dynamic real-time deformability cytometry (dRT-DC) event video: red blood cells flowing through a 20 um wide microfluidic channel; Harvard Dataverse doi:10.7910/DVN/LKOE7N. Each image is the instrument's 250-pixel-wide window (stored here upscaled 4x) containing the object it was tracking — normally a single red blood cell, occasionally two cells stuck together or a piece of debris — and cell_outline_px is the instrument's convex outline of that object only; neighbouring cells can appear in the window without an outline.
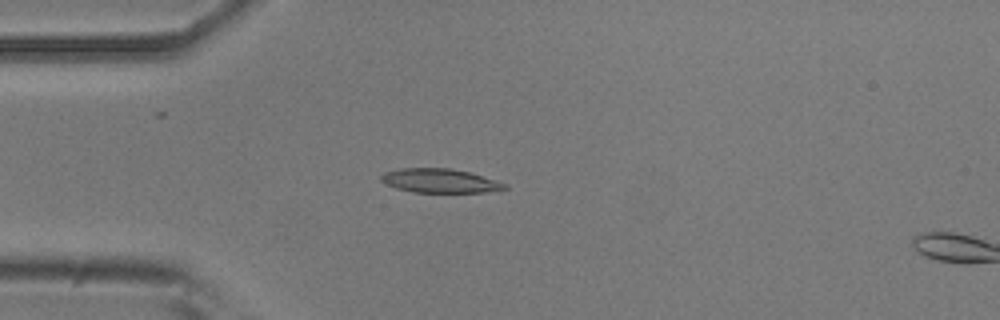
{"species": "common noctule bat (a hibernating species)", "species_latin": "Nyctalus noctula", "temperature_condition": "room temperature", "stored_images_in_passage": 15, "camera_frame_rate_fps": 3000, "um_per_image_px": 0.085, "animal": {"sex": "male", "body_mass_g": 20.5, "forearm_length_mm": 52.5}, "frame": {"image": 1, "passage_image": 13, "time_ms": 4.0, "image_size_px": [1000, 320], "cell_outline_px": [[508, 188], [484, 192], [412, 192], [396, 188], [384, 184], [380, 180], [380, 176], [384, 172], [400, 168], [452, 168], [468, 172], [508, 184]], "centroid_in_image_um": [37.33, 15.36], "position_along_channel_um": 47.7, "area_um2": 17.28}}